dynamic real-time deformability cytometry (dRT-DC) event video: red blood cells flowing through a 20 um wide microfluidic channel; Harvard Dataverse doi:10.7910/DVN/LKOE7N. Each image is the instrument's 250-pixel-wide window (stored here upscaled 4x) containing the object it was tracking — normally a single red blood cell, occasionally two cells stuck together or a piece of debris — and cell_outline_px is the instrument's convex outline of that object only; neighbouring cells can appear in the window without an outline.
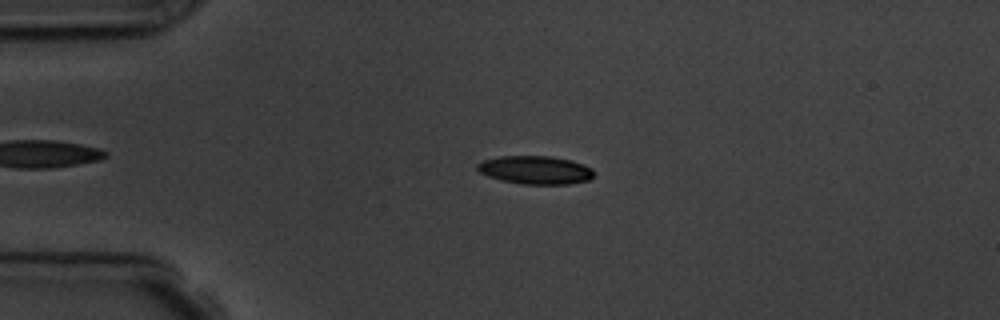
{"species": "common noctule bat (a hibernating species)", "species_latin": "Nyctalus noctula", "temperature_condition": "room temperature", "stored_images_in_passage": 4, "camera_frame_rate_fps": 3000, "um_per_image_px": 0.085, "animal": {"sex": "male", "body_mass_g": 19.5, "forearm_length_mm": 54.6}, "frame": {"image": 1, "passage_image": 3, "time_ms": 2.333, "image_size_px": [1000, 320], "cell_outline_px": [[592, 176], [588, 180], [568, 184], [524, 184], [500, 180], [488, 176], [480, 172], [476, 168], [476, 164], [484, 160], [500, 156], [552, 156], [572, 160], [592, 168]], "centroid_in_image_um": [45.48, 14.44], "position_along_channel_um": 39.5, "area_um2": 19.13}}